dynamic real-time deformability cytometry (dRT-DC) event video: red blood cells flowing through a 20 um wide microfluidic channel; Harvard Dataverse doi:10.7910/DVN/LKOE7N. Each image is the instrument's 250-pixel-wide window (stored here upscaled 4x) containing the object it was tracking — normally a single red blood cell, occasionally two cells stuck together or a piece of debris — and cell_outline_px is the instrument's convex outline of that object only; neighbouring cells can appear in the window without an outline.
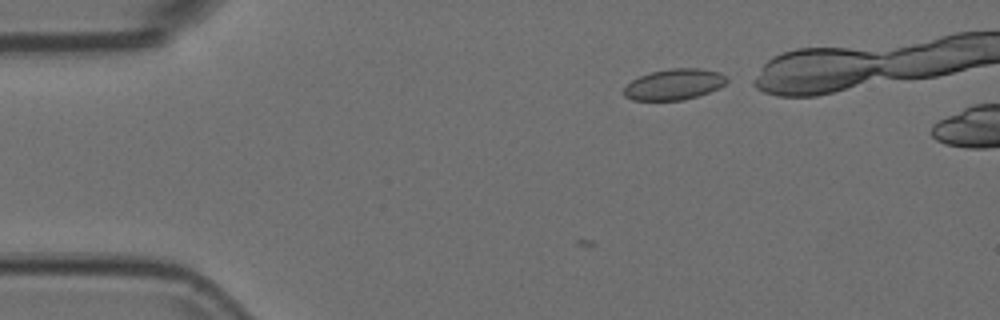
{"species": "Egyptian fruit bat (a non-hibernating species)", "species_latin": "Rousettus aegyptiacus", "temperature_condition": "room temperature", "stored_images_in_passage": 9, "camera_frame_rate_fps": 3000, "um_per_image_px": 0.085, "animal": {"sex": "female"}, "frame": {"image": 1, "passage_image": 1, "time_ms": 0.0, "image_size_px": [1000, 320], "cell_outline_px": [[728, 80], [720, 88], [684, 100], [632, 100], [624, 96], [624, 88], [632, 80], [640, 76], [652, 72], [668, 68], [700, 68], [720, 72], [728, 76]], "centroid_in_image_um": [57.33, 7.16], "position_along_channel_um": 27.7, "area_um2": 18.55}}
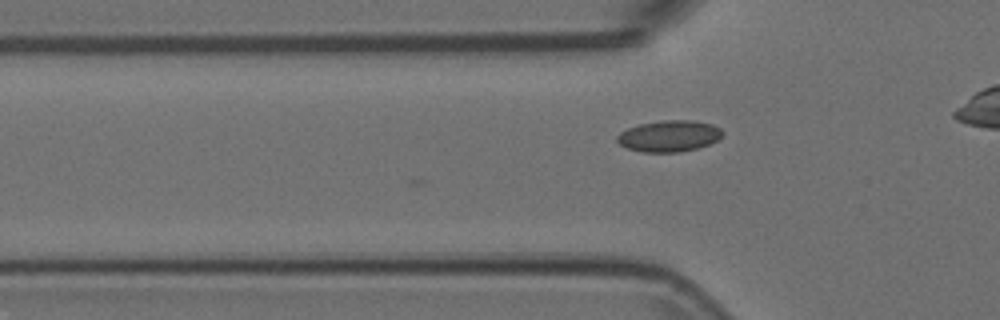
{"frame": {"image": 2, "passage_image": 9, "time_ms": 2.667, "image_size_px": [1000, 320], "cell_outline_px": [[724, 132], [716, 140], [708, 144], [696, 148], [680, 152], [644, 152], [628, 148], [620, 144], [616, 140], [616, 136], [620, 132], [628, 128], [640, 124], [660, 120], [692, 120], [712, 124], [720, 128]], "centroid_in_image_um": [56.86, 11.55], "position_along_channel_um": 68.9, "area_um2": 19.13}}